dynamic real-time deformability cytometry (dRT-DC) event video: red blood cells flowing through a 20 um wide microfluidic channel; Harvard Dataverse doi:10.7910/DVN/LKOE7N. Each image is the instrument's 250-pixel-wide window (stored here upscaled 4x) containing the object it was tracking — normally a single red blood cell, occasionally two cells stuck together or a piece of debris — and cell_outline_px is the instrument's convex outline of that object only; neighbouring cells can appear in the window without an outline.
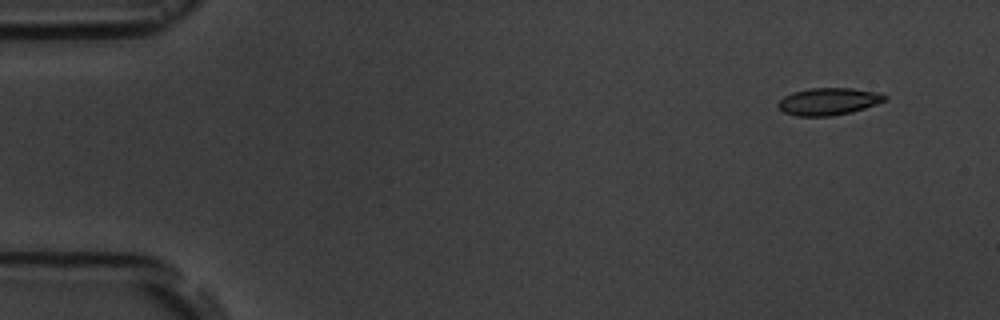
{"species": "common noctule bat (a hibernating species)", "species_latin": "Nyctalus noctula", "temperature_condition": "room temperature", "stored_images_in_passage": 6, "camera_frame_rate_fps": 3000, "um_per_image_px": 0.085, "animal": {"sex": "male", "body_mass_g": 19.5, "forearm_length_mm": 54.6}, "frame": {"image": 1, "passage_image": 1, "time_ms": 0.0, "image_size_px": [1000, 320], "cell_outline_px": [[888, 100], [852, 112], [832, 116], [796, 116], [784, 112], [776, 104], [784, 96], [792, 92], [812, 88], [852, 88], [876, 92], [888, 96]], "centroid_in_image_um": [70.43, 8.62], "position_along_channel_um": 14.6, "area_um2": 16.94}}
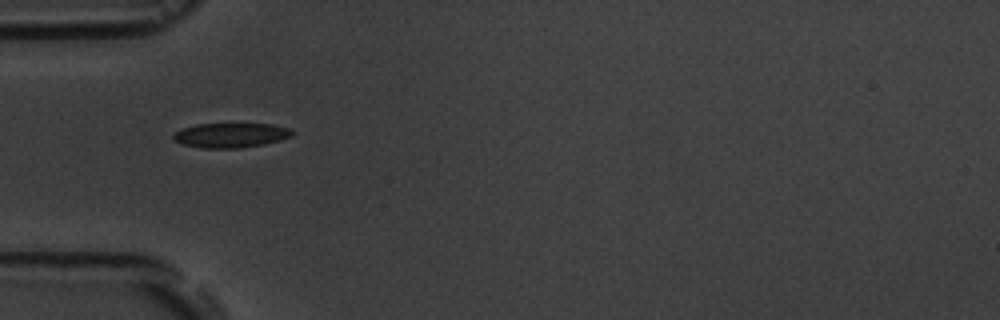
{"frame": {"image": 2, "passage_image": 4, "time_ms": 4.333, "image_size_px": [1000, 320], "cell_outline_px": [[292, 136], [280, 140], [264, 144], [240, 148], [200, 148], [180, 144], [172, 140], [172, 136], [176, 132], [184, 128], [196, 124], [272, 124], [288, 128], [292, 132]], "centroid_in_image_um": [19.57, 11.5], "position_along_channel_um": 65.4, "area_um2": 17.05}}
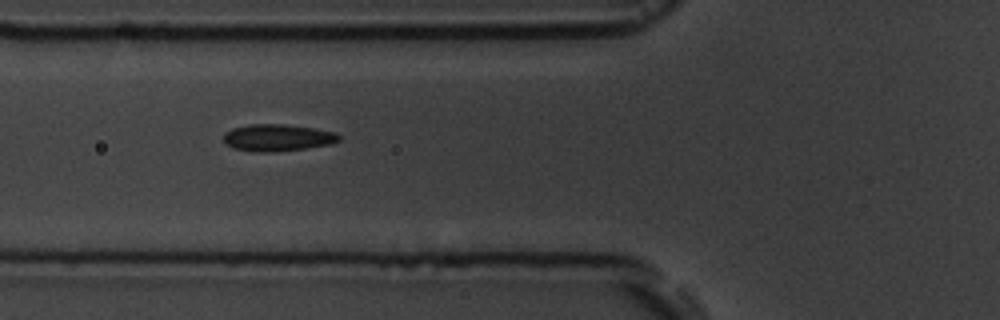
{"frame": {"image": 3, "passage_image": 5, "time_ms": 5.333, "image_size_px": [1000, 320], "cell_outline_px": [[340, 140], [332, 144], [304, 148], [268, 152], [252, 152], [232, 148], [224, 144], [224, 132], [232, 128], [252, 124], [284, 124], [312, 128], [336, 132], [340, 136]], "centroid_in_image_um": [23.55, 11.7], "position_along_channel_um": 102.2, "area_um2": 18.15}}